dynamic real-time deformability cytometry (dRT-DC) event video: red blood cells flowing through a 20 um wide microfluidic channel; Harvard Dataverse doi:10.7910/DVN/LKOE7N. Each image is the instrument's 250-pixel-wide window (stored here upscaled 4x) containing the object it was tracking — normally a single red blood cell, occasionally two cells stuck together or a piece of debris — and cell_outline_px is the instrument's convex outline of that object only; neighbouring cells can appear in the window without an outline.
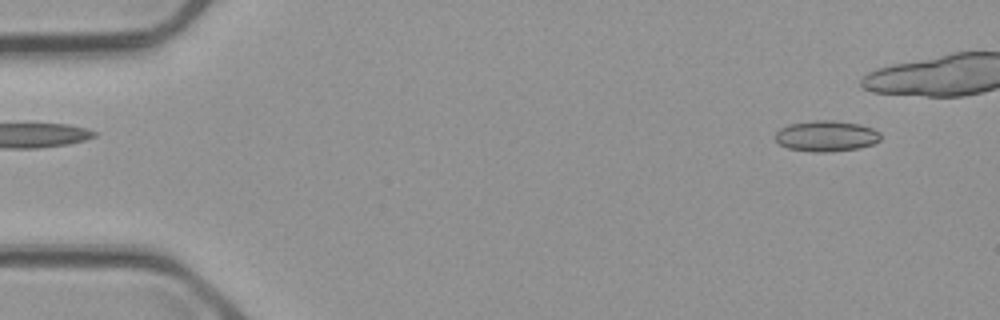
{"species": "common noctule bat (a hibernating species)", "species_latin": "Nyctalus noctula", "temperature_condition": "cold", "stored_images_in_passage": 41, "camera_frame_rate_fps": 3000, "um_per_image_px": 0.085, "animal": {"sex": "male", "body_mass_g": 23.1, "forearm_length_mm": 52.7}, "frame": {"image": 1, "passage_image": 1, "time_ms": 0.0, "image_size_px": [1000, 320], "cell_outline_px": [[880, 140], [872, 144], [860, 148], [828, 152], [812, 152], [788, 148], [780, 144], [772, 136], [780, 128], [788, 124], [816, 120], [832, 120], [860, 124], [872, 128], [880, 132]], "centroid_in_image_um": [70.21, 11.56], "position_along_channel_um": 14.8, "area_um2": 19.07}}
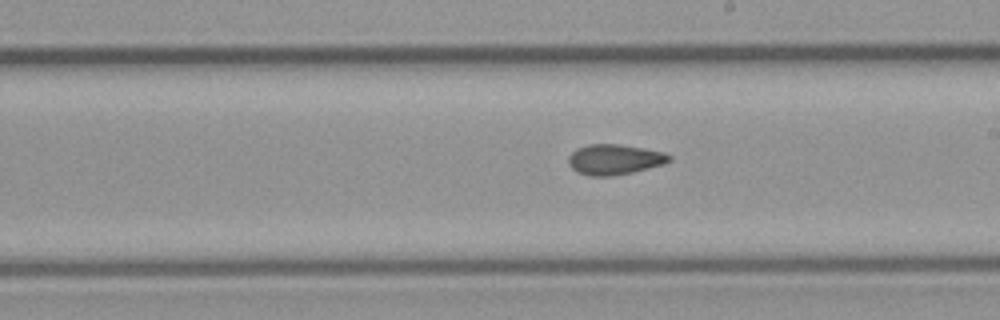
{"frame": {"image": 2, "passage_image": 28, "time_ms": 9.0, "image_size_px": [1000, 320], "cell_outline_px": [[672, 160], [664, 164], [632, 172], [612, 176], [588, 176], [576, 172], [568, 164], [568, 156], [576, 148], [588, 144], [620, 144], [644, 148], [664, 152], [672, 156]], "centroid_in_image_um": [52.22, 13.55], "position_along_channel_um": 236.8, "area_um2": 18.03}}
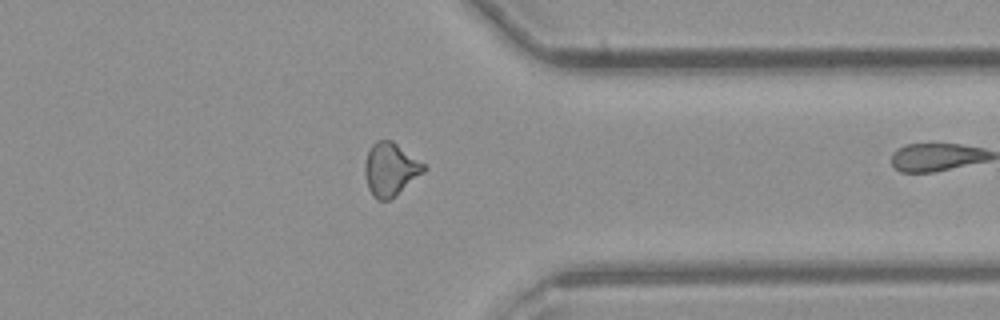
{"frame": {"image": 3, "passage_image": 40, "time_ms": 13.0, "image_size_px": [1000, 320], "cell_outline_px": [[428, 168], [424, 172], [388, 200], [376, 200], [372, 196], [368, 188], [364, 172], [364, 168], [368, 152], [372, 144], [376, 140], [392, 140], [424, 164]], "centroid_in_image_um": [33.16, 14.38], "position_along_channel_um": 378.2, "area_um2": 17.98}}